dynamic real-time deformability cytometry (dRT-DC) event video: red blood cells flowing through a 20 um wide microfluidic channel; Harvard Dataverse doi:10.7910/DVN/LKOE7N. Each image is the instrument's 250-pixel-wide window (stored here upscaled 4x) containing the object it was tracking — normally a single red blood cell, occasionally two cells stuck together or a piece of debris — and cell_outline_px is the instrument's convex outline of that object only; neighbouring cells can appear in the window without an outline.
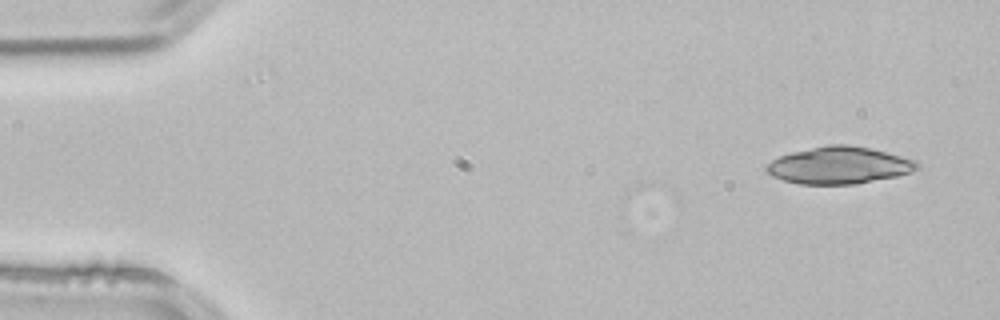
{"species": "common noctule bat (a hibernating species)", "species_latin": "Nyctalus noctula", "temperature_condition": "room temperature", "stored_images_in_passage": 3, "camera_frame_rate_fps": 3000, "um_per_image_px": 0.085, "animal": {"sex": "male", "body_mass_g": 21.5, "forearm_length_mm": 52.0}, "frame": {"image": 1, "passage_image": 1, "time_ms": 0.0, "image_size_px": [1000, 320], "cell_outline_px": [[920, 168], [896, 176], [856, 184], [800, 184], [784, 180], [772, 176], [764, 168], [772, 160], [780, 156], [792, 152], [828, 144], [848, 144], [868, 148], [916, 160], [920, 164]], "centroid_in_image_um": [71.31, 14.05], "position_along_channel_um": 13.7, "area_um2": 32.25}}